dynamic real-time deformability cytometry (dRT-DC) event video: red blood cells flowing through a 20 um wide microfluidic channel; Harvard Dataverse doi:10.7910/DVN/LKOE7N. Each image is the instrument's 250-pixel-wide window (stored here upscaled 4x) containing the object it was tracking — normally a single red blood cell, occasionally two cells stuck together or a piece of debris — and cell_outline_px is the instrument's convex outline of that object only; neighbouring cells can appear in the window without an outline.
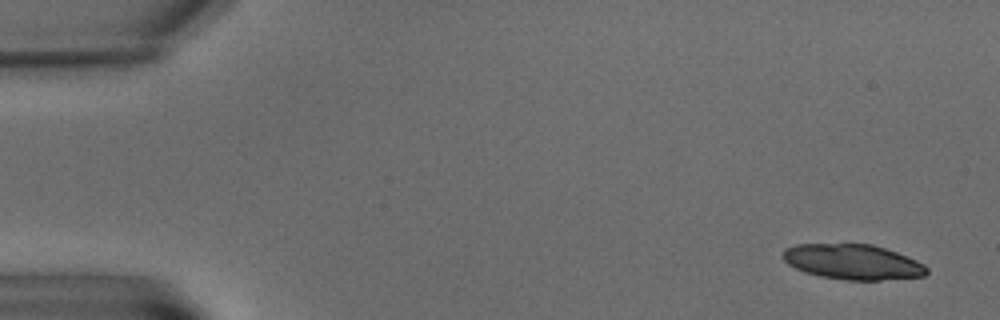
{"species": "common noctule bat (a hibernating species)", "species_latin": "Nyctalus noctula", "temperature_condition": "warm", "stored_images_in_passage": 4, "camera_frame_rate_fps": 3000, "um_per_image_px": 0.085, "animal": {"sex": "male", "body_mass_g": 15.6}, "frame": {"image": 1, "passage_image": 1, "time_ms": 0.0, "image_size_px": [1000, 320], "cell_outline_px": [[928, 272], [924, 276], [880, 280], [848, 280], [820, 276], [804, 272], [788, 264], [784, 260], [784, 248], [796, 244], [872, 244], [896, 252], [916, 260], [924, 264], [928, 268]], "centroid_in_image_um": [72.49, 22.26], "position_along_channel_um": 12.5, "area_um2": 29.36}}
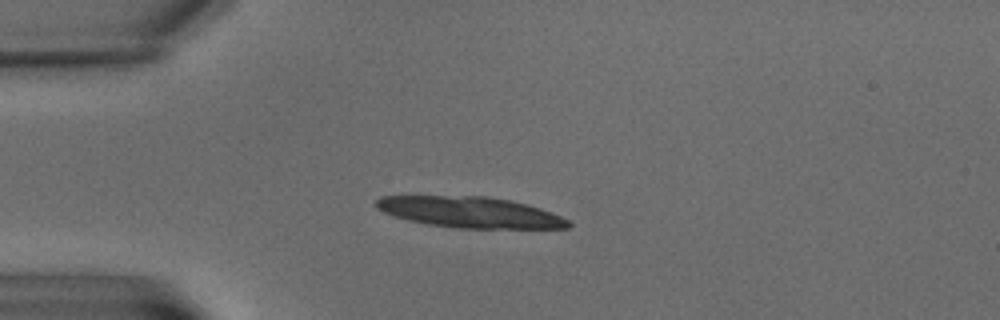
{"frame": {"image": 2, "passage_image": 4, "time_ms": 5.0, "image_size_px": [1000, 320], "cell_outline_px": [[572, 224], [568, 228], [456, 228], [428, 224], [408, 220], [384, 212], [376, 208], [372, 204], [380, 196], [488, 196], [508, 200], [540, 208], [560, 216], [568, 220]], "centroid_in_image_um": [39.91, 18.04], "position_along_channel_um": 45.1, "area_um2": 34.45}}